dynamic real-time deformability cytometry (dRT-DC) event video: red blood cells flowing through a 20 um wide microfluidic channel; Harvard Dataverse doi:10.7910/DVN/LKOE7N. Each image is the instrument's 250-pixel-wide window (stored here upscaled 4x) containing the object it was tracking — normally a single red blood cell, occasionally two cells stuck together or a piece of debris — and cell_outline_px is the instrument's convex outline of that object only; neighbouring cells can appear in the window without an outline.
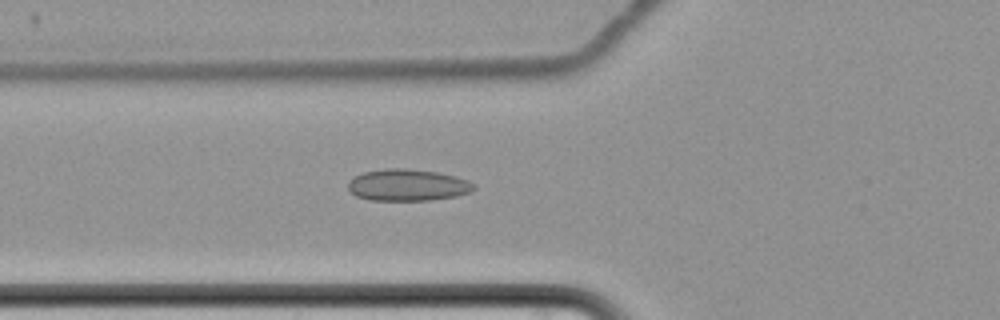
{"species": "common noctule bat (a hibernating species)", "species_latin": "Nyctalus noctula", "temperature_condition": "cold", "stored_images_in_passage": 64, "camera_frame_rate_fps": 3000, "um_per_image_px": 0.085, "animal": {"sex": "female", "body_mass_g": 22.7, "forearm_length_mm": 54.2}, "frame": {"image": 1, "passage_image": 27, "time_ms": 8.667, "image_size_px": [1000, 320], "cell_outline_px": [[476, 188], [468, 192], [456, 196], [432, 200], [368, 200], [356, 196], [348, 192], [348, 180], [364, 172], [384, 168], [404, 168], [436, 172], [456, 176], [468, 180]], "centroid_in_image_um": [34.6, 15.73], "position_along_channel_um": 91.2, "area_um2": 23.29}}
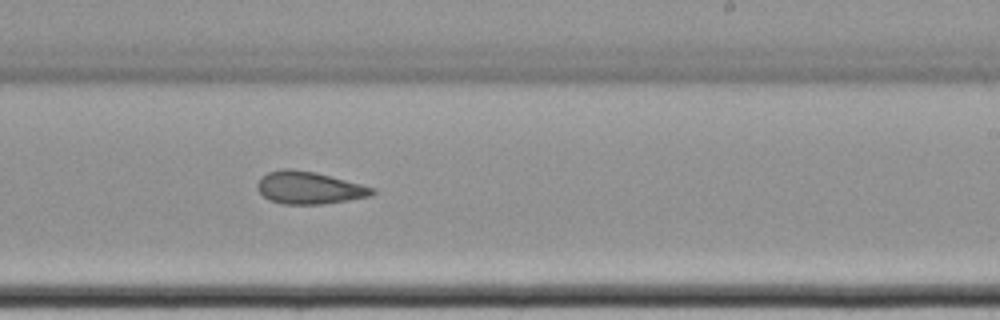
{"frame": {"image": 2, "passage_image": 42, "time_ms": 13.667, "image_size_px": [1000, 320], "cell_outline_px": [[376, 192], [372, 196], [348, 200], [320, 204], [280, 204], [264, 196], [256, 188], [256, 184], [260, 176], [268, 172], [284, 168], [292, 168], [316, 172], [376, 188]], "centroid_in_image_um": [26.27, 15.95], "position_along_channel_um": 262.7, "area_um2": 21.85}}
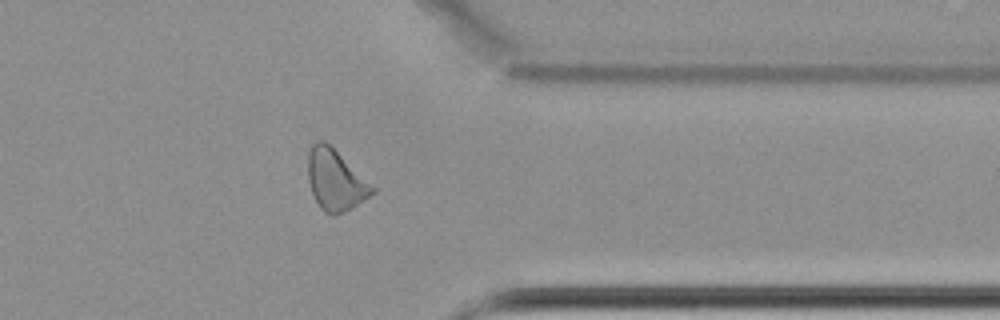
{"frame": {"image": 3, "passage_image": 53, "time_ms": 17.333, "image_size_px": [1000, 320], "cell_outline_px": [[376, 192], [344, 212], [336, 216], [332, 216], [324, 212], [320, 208], [312, 192], [308, 180], [308, 152], [312, 144], [316, 140], [324, 140], [376, 188]], "centroid_in_image_um": [28.49, 15.32], "position_along_channel_um": 382.9, "area_um2": 22.6}, "authors_computed_cell_mechanics": {"area_um2": 23.6402, "velocity_mm_per_s": 3.4335, "shape_relaxation_time_tau1_ms": null, "shape_relaxation_time_tau2_ms": 4.4684, "deformation_change_tau1": null, "deformation_change_tau2": 0.1141}}